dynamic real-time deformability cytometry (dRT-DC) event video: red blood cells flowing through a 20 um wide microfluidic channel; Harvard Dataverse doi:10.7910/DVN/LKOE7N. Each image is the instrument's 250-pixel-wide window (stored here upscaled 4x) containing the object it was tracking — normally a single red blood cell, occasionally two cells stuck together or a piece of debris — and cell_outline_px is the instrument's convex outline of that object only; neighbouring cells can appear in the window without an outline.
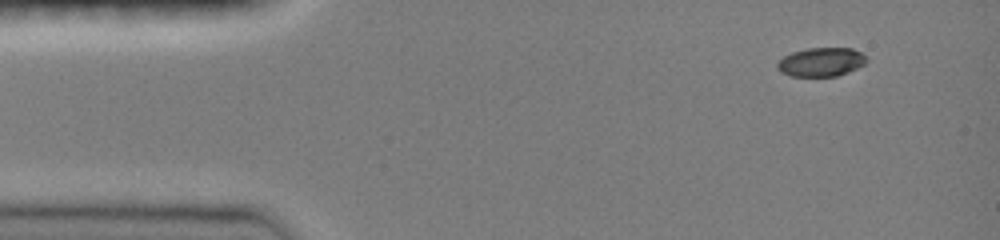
{"species": "common noctule bat (a hibernating species)", "species_latin": "Nyctalus noctula", "temperature_condition": "room temperature", "stored_images_in_passage": 12, "camera_frame_rate_fps": 3000, "um_per_image_px": 0.085, "animal": {"sex": "female", "body_mass_g": 19.0, "forearm_length_mm": 51.5}, "frame": {"image": 1, "passage_image": 1, "time_ms": 0.0, "image_size_px": [1000, 240], "cell_outline_px": [[868, 60], [864, 64], [848, 72], [836, 76], [792, 76], [780, 72], [776, 68], [776, 64], [784, 56], [792, 52], [808, 48], [852, 48], [860, 52]], "centroid_in_image_um": [69.77, 5.27], "position_along_channel_um": 15.2, "area_um2": 14.91}}
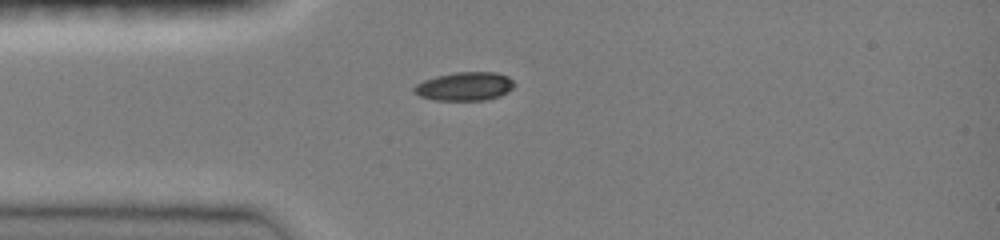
{"frame": {"image": 2, "passage_image": 8, "time_ms": 2.667, "image_size_px": [1000, 240], "cell_outline_px": [[516, 84], [508, 92], [500, 96], [484, 100], [436, 100], [420, 96], [412, 88], [416, 84], [424, 80], [436, 76], [456, 72], [496, 72], [508, 76]], "centroid_in_image_um": [39.53, 7.33], "position_along_channel_um": 45.5, "area_um2": 16.65}}
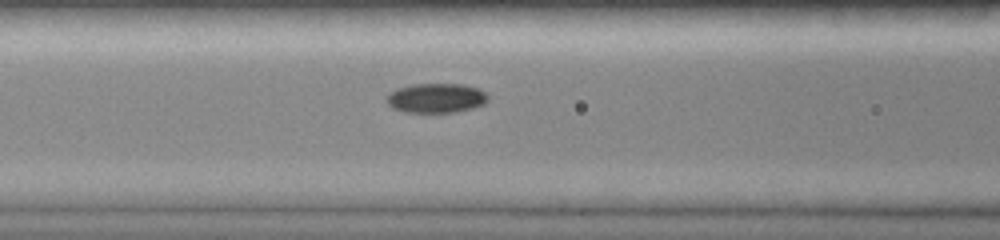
{"frame": {"image": 3, "passage_image": 12, "time_ms": 5.0, "image_size_px": [1000, 240], "cell_outline_px": [[488, 100], [484, 104], [476, 108], [456, 112], [404, 112], [392, 108], [384, 100], [388, 92], [396, 88], [412, 84], [464, 84], [480, 88], [488, 96]], "centroid_in_image_um": [37.06, 8.33], "position_along_channel_um": 129.5, "area_um2": 17.86}}